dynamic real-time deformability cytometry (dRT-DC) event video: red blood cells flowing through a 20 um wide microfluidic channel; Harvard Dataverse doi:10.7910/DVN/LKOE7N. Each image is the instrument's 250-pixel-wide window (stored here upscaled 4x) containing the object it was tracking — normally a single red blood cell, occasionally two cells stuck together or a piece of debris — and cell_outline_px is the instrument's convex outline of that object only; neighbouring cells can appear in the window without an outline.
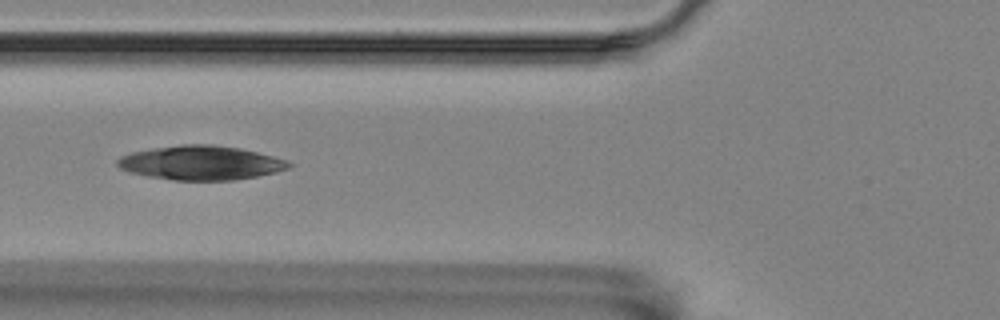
{"species": "Egyptian fruit bat (a non-hibernating species)", "species_latin": "Rousettus aegyptiacus", "temperature_condition": "room temperature", "stored_images_in_passage": 29, "camera_frame_rate_fps": 3000, "um_per_image_px": 0.085, "animal": {"sex": "female"}, "frame": {"image": 1, "passage_image": 9, "time_ms": 2.667, "image_size_px": [1000, 320], "cell_outline_px": [[292, 164], [288, 168], [276, 172], [256, 176], [232, 180], [172, 180], [148, 176], [128, 172], [120, 168], [116, 164], [116, 160], [120, 156], [132, 152], [152, 148], [180, 144], [212, 144], [240, 148], [288, 160]], "centroid_in_image_um": [17.04, 13.83], "position_along_channel_um": 108.8, "area_um2": 34.16}}
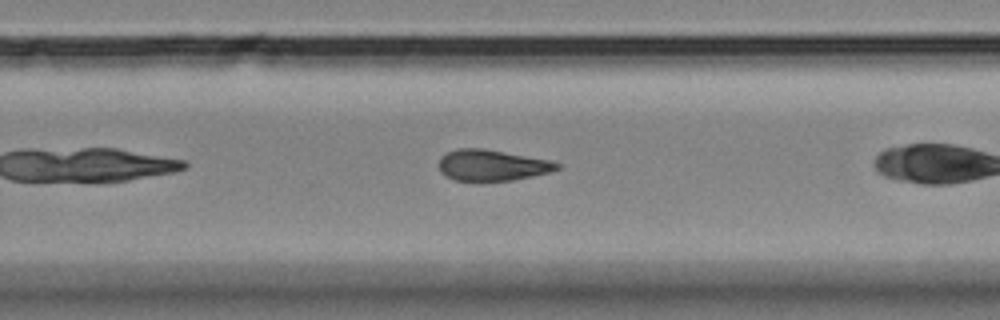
{"frame": {"image": 2, "passage_image": 21, "time_ms": 6.667, "image_size_px": [1000, 320], "cell_outline_px": [[560, 168], [548, 172], [532, 176], [512, 180], [452, 180], [444, 176], [440, 172], [440, 156], [456, 148], [484, 148], [552, 160], [560, 164]], "centroid_in_image_um": [41.81, 14.03], "position_along_channel_um": 288.0, "area_um2": 21.39}}